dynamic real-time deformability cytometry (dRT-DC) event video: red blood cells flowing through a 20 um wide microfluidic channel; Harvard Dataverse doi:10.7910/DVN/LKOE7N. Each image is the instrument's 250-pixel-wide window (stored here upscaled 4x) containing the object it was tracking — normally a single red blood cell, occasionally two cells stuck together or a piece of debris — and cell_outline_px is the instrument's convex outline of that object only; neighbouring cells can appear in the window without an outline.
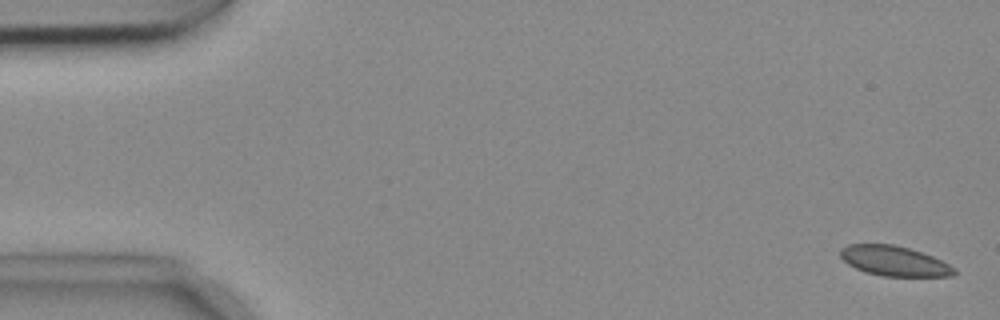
{"species": "common noctule bat (a hibernating species)", "species_latin": "Nyctalus noctula", "temperature_condition": "cold", "stored_images_in_passage": 56, "camera_frame_rate_fps": 3000, "um_per_image_px": 0.085, "animal": {"sex": "female", "body_mass_g": 18.4}, "frame": {"image": 1, "passage_image": 2, "time_ms": 0.333, "image_size_px": [1000, 320], "cell_outline_px": [[956, 272], [952, 276], [880, 276], [864, 272], [848, 264], [840, 256], [840, 248], [848, 244], [892, 244], [908, 248], [932, 256], [956, 268]], "centroid_in_image_um": [75.98, 22.18], "position_along_channel_um": 9.0, "area_um2": 19.83}}
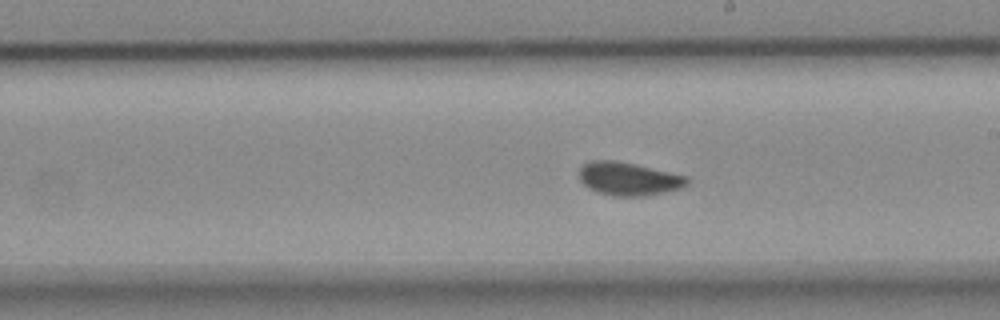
{"frame": {"image": 2, "passage_image": 31, "time_ms": 10.0, "image_size_px": [1000, 320], "cell_outline_px": [[688, 184], [680, 188], [664, 192], [644, 196], [612, 196], [596, 192], [588, 188], [580, 180], [580, 164], [588, 160], [616, 160], [636, 164], [688, 176]], "centroid_in_image_um": [53.39, 15.18], "position_along_channel_um": 235.6, "area_um2": 21.1}}
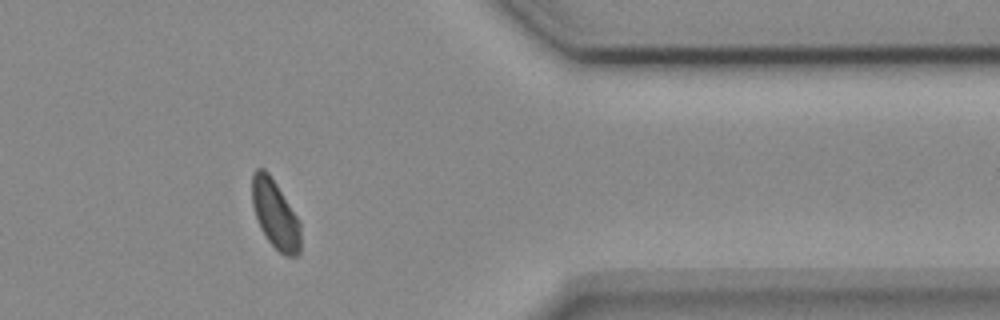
{"frame": {"image": 3, "passage_image": 45, "time_ms": 14.667, "image_size_px": [1000, 320], "cell_outline_px": [[300, 252], [296, 256], [284, 256], [268, 240], [260, 228], [252, 204], [252, 172], [256, 168], [264, 168], [268, 172], [300, 220]], "centroid_in_image_um": [23.39, 18.21], "position_along_channel_um": 388.0, "area_um2": 19.36}}